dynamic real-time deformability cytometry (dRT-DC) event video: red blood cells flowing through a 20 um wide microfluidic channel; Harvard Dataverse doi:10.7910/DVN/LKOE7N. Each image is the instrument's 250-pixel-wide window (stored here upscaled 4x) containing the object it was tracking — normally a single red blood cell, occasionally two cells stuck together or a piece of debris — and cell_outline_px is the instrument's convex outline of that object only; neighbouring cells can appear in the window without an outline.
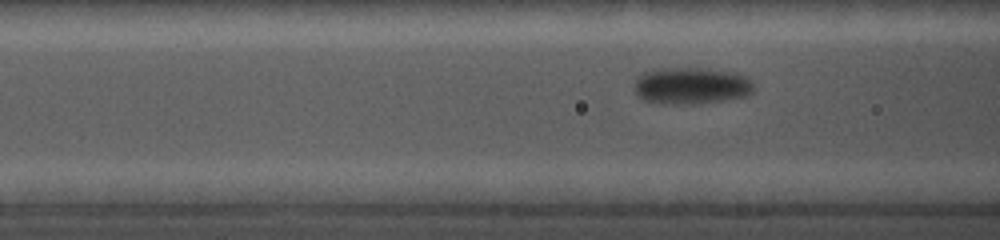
{"species": "common noctule bat (a hibernating species)", "species_latin": "Nyctalus noctula", "temperature_condition": "cold", "stored_images_in_passage": 78, "camera_frame_rate_fps": 5000, "um_per_image_px": 0.085, "animal": {"sex": "female", "body_mass_g": 19.0, "forearm_length_mm": 56.7}, "frame": {"image": 1, "passage_image": 20, "time_ms": 3.6, "image_size_px": [1000, 240], "cell_outline_px": [[752, 92], [744, 96], [720, 100], [684, 104], [672, 104], [644, 100], [636, 96], [636, 80], [644, 72], [660, 68], [696, 68], [732, 72], [748, 76], [752, 84]], "centroid_in_image_um": [58.74, 7.28], "position_along_channel_um": 107.9, "area_um2": 25.03}}
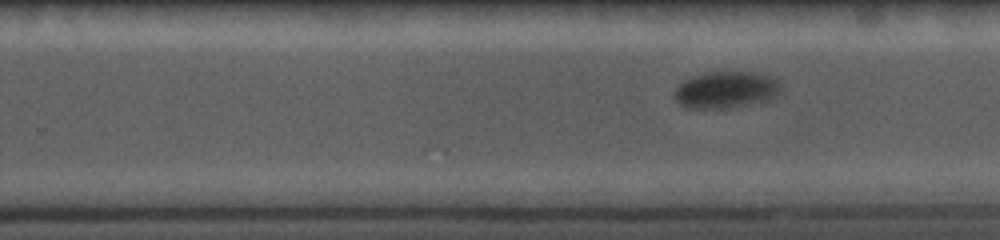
{"frame": {"image": 2, "passage_image": 40, "time_ms": 8.0, "image_size_px": [1000, 240], "cell_outline_px": [[780, 88], [776, 96], [764, 100], [732, 108], [688, 108], [680, 104], [672, 96], [672, 92], [684, 80], [692, 76], [704, 72], [752, 72], [768, 76], [776, 80]], "centroid_in_image_um": [61.62, 7.63], "position_along_channel_um": 268.2, "area_um2": 22.6}}
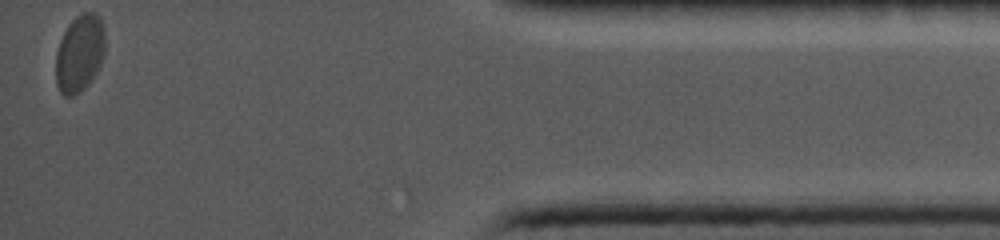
{"frame": {"image": 3, "passage_image": 77, "time_ms": 13.6, "image_size_px": [1000, 240], "cell_outline_px": [[104, 52], [100, 64], [96, 72], [88, 84], [80, 92], [72, 96], [64, 96], [60, 92], [56, 84], [56, 52], [60, 40], [68, 24], [76, 16], [84, 12], [96, 12], [100, 16], [104, 28]], "centroid_in_image_um": [6.76, 4.52], "position_along_channel_um": 428.4, "area_um2": 22.25}}